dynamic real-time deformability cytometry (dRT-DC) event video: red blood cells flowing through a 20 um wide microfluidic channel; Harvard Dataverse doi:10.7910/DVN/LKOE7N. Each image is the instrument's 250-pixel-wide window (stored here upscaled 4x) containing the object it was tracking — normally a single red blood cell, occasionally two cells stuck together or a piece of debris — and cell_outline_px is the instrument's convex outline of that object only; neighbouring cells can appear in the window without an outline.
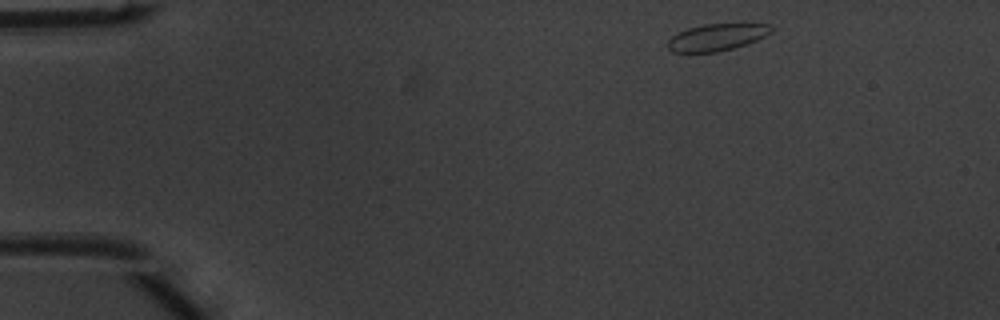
{"species": "common noctule bat (a hibernating species)", "species_latin": "Nyctalus noctula", "temperature_condition": "warm", "stored_images_in_passage": 44, "camera_frame_rate_fps": 3000, "um_per_image_px": 0.085, "animal": {"sex": "male", "body_mass_g": 20.1, "forearm_length_mm": 53.5}, "frame": {"image": 1, "passage_image": 1, "time_ms": 0.0, "image_size_px": [1000, 320], "cell_outline_px": [[772, 32], [756, 40], [732, 48], [716, 52], [672, 52], [668, 48], [668, 40], [672, 36], [688, 28], [704, 24], [768, 24], [772, 28]], "centroid_in_image_um": [60.9, 3.16], "position_along_channel_um": 24.1, "area_um2": 15.9}}
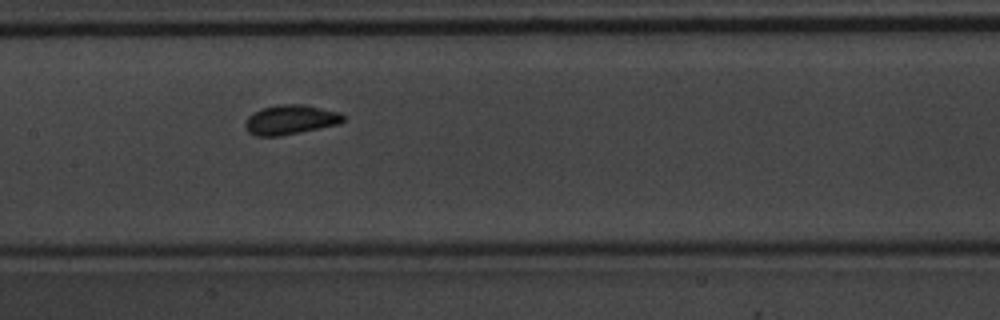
{"frame": {"image": 2, "passage_image": 19, "time_ms": 6.0, "image_size_px": [1000, 320], "cell_outline_px": [[344, 120], [340, 124], [280, 136], [256, 136], [248, 132], [244, 128], [244, 124], [248, 116], [252, 112], [260, 108], [280, 104], [304, 104], [340, 112], [344, 116]], "centroid_in_image_um": [24.66, 10.17], "position_along_channel_um": 182.7, "area_um2": 17.11}}
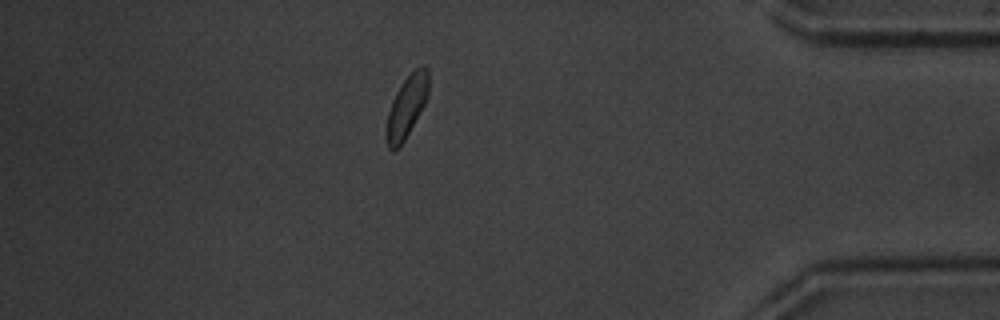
{"frame": {"image": 3, "passage_image": 38, "time_ms": 12.333, "image_size_px": [1000, 320], "cell_outline_px": [[428, 96], [424, 104], [404, 140], [392, 152], [388, 148], [384, 136], [384, 132], [388, 112], [392, 100], [396, 92], [404, 80], [416, 68], [424, 64], [428, 68]], "centroid_in_image_um": [34.53, 9.07], "position_along_channel_um": 400.7, "area_um2": 15.14}, "authors_computed_cell_mechanics": {"area_um2": 15.606, "velocity_mm_per_s": 3.9885, "shape_relaxation_time_tau1_ms": 3.2323, "shape_relaxation_time_tau2_ms": 0.7169, "deformation_change_tau1": 0.103, "deformation_change_tau2": 0.0578}}